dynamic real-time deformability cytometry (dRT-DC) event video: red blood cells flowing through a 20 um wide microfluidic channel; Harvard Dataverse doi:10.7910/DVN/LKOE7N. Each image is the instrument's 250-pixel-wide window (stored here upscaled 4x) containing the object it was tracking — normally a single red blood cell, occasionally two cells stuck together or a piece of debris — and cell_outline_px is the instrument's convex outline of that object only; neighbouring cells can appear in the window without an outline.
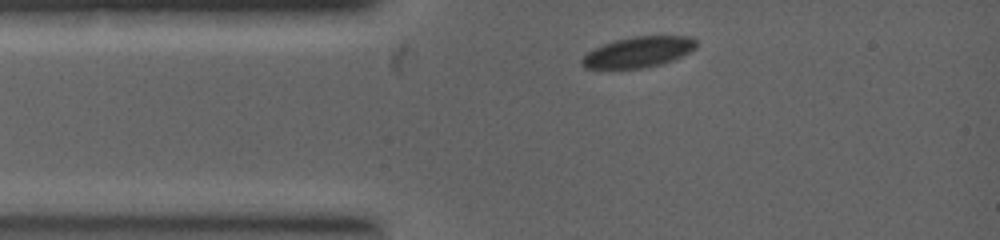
{"species": "common noctule bat (a hibernating species)", "species_latin": "Nyctalus noctula", "temperature_condition": "warm", "stored_images_in_passage": 1, "camera_frame_rate_fps": 5000, "um_per_image_px": 0.085, "animal": {"sex": "female", "body_mass_g": 19.0, "forearm_length_mm": 53.3}, "frame": {"image": 1, "passage_image": 1, "time_ms": 0.0, "image_size_px": [1000, 240], "cell_outline_px": [[696, 44], [688, 52], [672, 60], [660, 64], [640, 68], [584, 68], [580, 64], [580, 60], [588, 52], [604, 44], [616, 40], [636, 36], [688, 36], [696, 40]], "centroid_in_image_um": [54.22, 4.42], "position_along_channel_um": 30.8, "area_um2": 19.94}}